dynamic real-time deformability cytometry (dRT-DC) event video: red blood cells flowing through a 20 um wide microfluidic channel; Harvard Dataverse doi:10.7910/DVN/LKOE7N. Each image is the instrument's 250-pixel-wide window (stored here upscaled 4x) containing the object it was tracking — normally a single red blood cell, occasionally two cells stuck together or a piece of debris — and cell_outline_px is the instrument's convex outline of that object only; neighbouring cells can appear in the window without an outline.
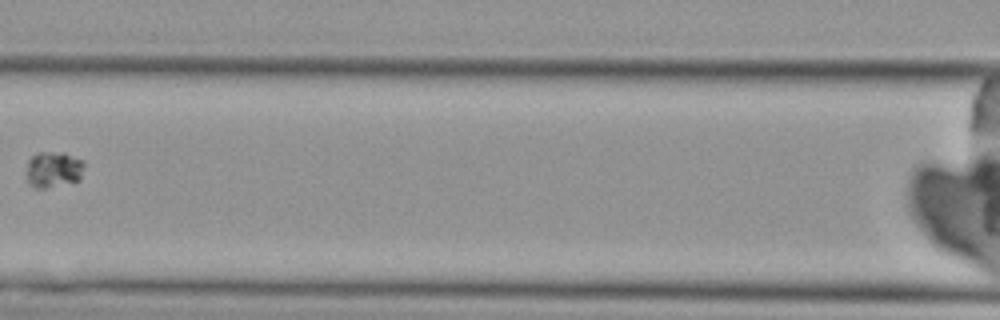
{"species": "Egyptian fruit bat (a non-hibernating species)", "species_latin": "Rousettus aegyptiacus", "temperature_condition": "cold", "stored_images_in_passage": 9, "camera_frame_rate_fps": 3000, "um_per_image_px": 0.085, "animal": {"sex": "female"}, "frame": {"image": 1, "passage_image": 9, "time_ms": 9.333, "image_size_px": [1000, 320], "cell_outline_px": [[84, 164], [80, 180], [44, 188], [36, 188], [28, 184], [24, 172], [28, 160], [36, 152], [64, 152], [84, 160]], "centroid_in_image_um": [4.5, 14.39], "position_along_channel_um": 162.1, "area_um2": 12.48}}